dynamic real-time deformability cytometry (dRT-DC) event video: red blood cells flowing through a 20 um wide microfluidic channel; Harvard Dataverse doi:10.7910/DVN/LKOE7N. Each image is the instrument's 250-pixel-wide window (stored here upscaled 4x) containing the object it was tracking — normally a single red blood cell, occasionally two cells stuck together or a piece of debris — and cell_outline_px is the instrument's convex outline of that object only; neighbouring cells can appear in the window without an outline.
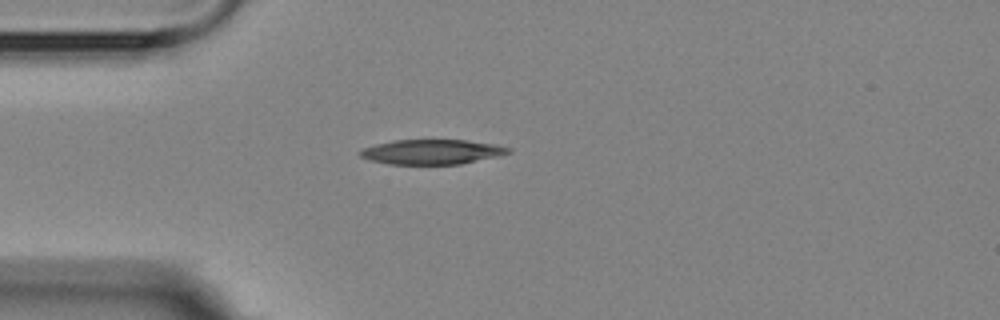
{"species": "Egyptian fruit bat (a non-hibernating species)", "species_latin": "Rousettus aegyptiacus", "temperature_condition": "room temperature", "stored_images_in_passage": 4, "camera_frame_rate_fps": 3000, "um_per_image_px": 0.085, "animal": {"sex": "female"}, "frame": {"image": 1, "passage_image": 4, "time_ms": 4.333, "image_size_px": [1000, 320], "cell_outline_px": [[512, 152], [496, 156], [460, 164], [388, 164], [372, 160], [360, 156], [360, 152], [364, 148], [376, 144], [396, 140], [464, 140], [496, 144], [512, 148]], "centroid_in_image_um": [36.75, 12.9], "position_along_channel_um": 48.3, "area_um2": 21.15}}